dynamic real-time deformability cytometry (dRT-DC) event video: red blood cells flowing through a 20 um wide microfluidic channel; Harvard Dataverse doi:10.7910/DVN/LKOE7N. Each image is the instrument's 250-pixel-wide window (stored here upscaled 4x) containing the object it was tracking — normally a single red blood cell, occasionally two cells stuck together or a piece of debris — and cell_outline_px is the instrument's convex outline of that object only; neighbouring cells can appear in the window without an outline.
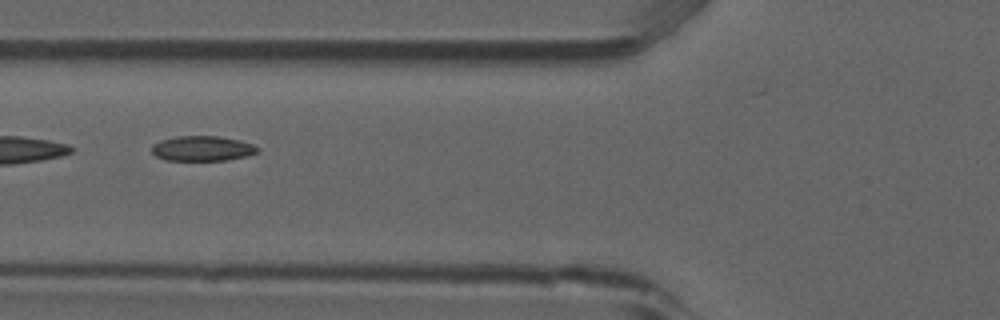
{"species": "common noctule bat (a hibernating species)", "species_latin": "Nyctalus noctula", "temperature_condition": "room temperature", "stored_images_in_passage": 7, "camera_frame_rate_fps": 3000, "um_per_image_px": 0.085, "animal": {"sex": "male", "forearm_length_mm": 52.5}, "frame": {"image": 1, "passage_image": 6, "time_ms": 1.667, "image_size_px": [1000, 320], "cell_outline_px": [[260, 152], [248, 156], [228, 160], [164, 160], [156, 156], [152, 152], [152, 144], [160, 140], [176, 136], [216, 136], [240, 140], [252, 144], [260, 148]], "centroid_in_image_um": [17.22, 12.62], "position_along_channel_um": 108.6, "area_um2": 15.61}}
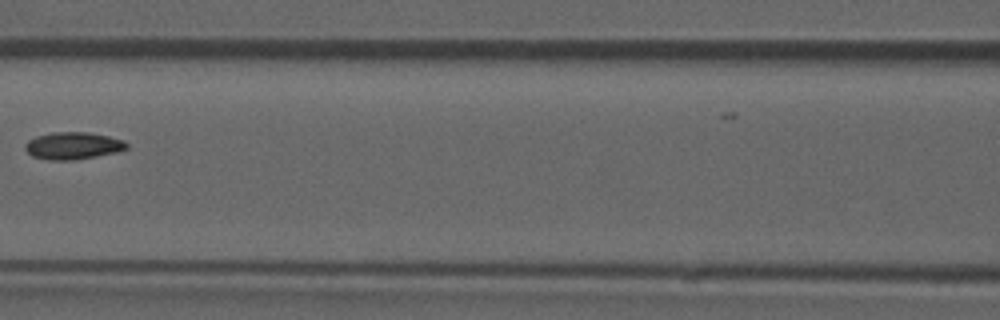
{"frame": {"image": 2, "passage_image": 7, "time_ms": 2.0, "image_size_px": [1000, 320], "cell_outline_px": [[128, 148], [120, 152], [76, 160], [48, 160], [32, 156], [24, 148], [24, 144], [28, 140], [36, 136], [52, 132], [88, 132], [108, 136], [124, 140], [128, 144]], "centroid_in_image_um": [6.22, 12.39], "position_along_channel_um": 160.4, "area_um2": 16.36}}